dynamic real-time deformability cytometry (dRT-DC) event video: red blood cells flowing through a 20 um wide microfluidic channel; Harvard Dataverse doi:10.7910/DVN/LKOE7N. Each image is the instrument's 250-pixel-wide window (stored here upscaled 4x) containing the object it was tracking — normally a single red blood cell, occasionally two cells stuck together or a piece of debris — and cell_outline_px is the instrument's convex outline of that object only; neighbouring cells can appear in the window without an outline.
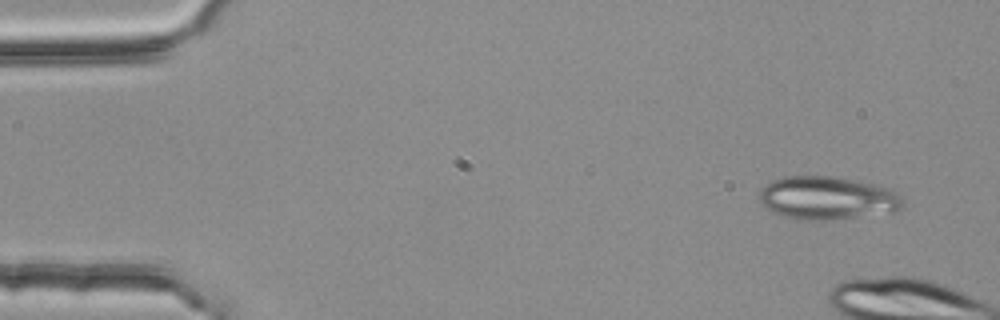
{"species": "common noctule bat (a hibernating species)", "species_latin": "Nyctalus noctula", "temperature_condition": "room temperature", "stored_images_in_passage": 6, "camera_frame_rate_fps": 3000, "um_per_image_px": 0.085, "animal": {"sex": "female", "body_mass_g": 25.1}, "frame": {"image": 1, "passage_image": 1, "time_ms": 0.0, "image_size_px": [1000, 320], "cell_outline_px": [[904, 204], [900, 212], [824, 220], [796, 220], [772, 212], [764, 208], [756, 196], [760, 188], [764, 184], [772, 180], [784, 176], [832, 176], [856, 180], [876, 184], [892, 188], [904, 200]], "centroid_in_image_um": [70.31, 16.83], "position_along_channel_um": 14.7, "area_um2": 36.99}}
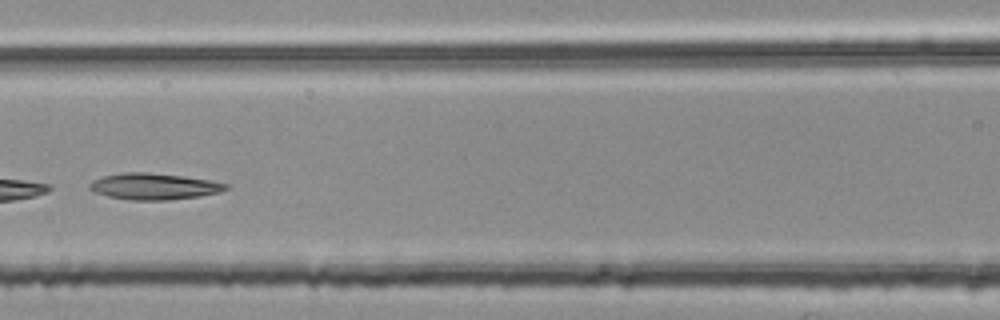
{"frame": {"image": 2, "passage_image": 6, "time_ms": 1.667, "image_size_px": [1000, 320], "cell_outline_px": [[228, 188], [220, 192], [200, 196], [168, 200], [128, 200], [108, 196], [92, 192], [88, 188], [88, 184], [92, 180], [104, 176], [124, 172], [148, 172], [184, 176], [208, 180], [228, 184]], "centroid_in_image_um": [13.04, 15.84], "position_along_channel_um": 153.6, "area_um2": 21.04}}